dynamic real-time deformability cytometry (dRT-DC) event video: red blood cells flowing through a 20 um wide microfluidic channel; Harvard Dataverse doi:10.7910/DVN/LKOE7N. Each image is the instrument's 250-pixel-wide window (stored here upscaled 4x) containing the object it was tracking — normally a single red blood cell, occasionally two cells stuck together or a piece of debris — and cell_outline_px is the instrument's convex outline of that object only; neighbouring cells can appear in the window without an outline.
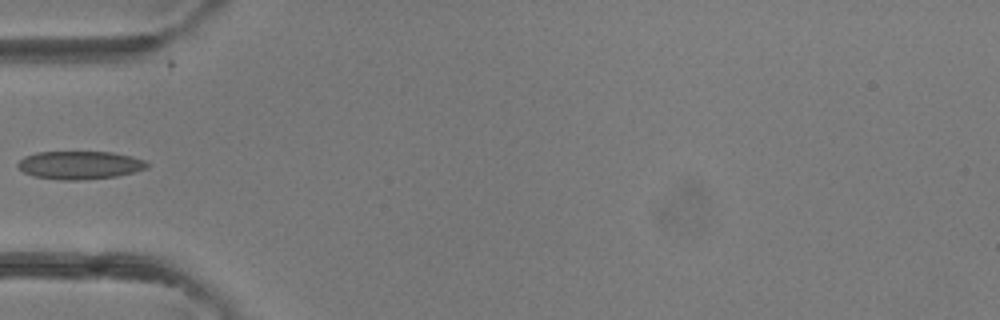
{"species": "common noctule bat (a hibernating species)", "species_latin": "Nyctalus noctula", "temperature_condition": "room temperature", "stored_images_in_passage": 5, "camera_frame_rate_fps": 3000, "um_per_image_px": 0.085, "animal": {"sex": "female"}, "frame": {"image": 1, "passage_image": 5, "time_ms": 4.667, "image_size_px": [1000, 320], "cell_outline_px": [[148, 168], [116, 176], [80, 180], [60, 180], [32, 176], [24, 172], [16, 164], [24, 156], [36, 152], [112, 152], [132, 156], [144, 160], [148, 164]], "centroid_in_image_um": [6.76, 14.03], "position_along_channel_um": 78.2, "area_um2": 21.15}}